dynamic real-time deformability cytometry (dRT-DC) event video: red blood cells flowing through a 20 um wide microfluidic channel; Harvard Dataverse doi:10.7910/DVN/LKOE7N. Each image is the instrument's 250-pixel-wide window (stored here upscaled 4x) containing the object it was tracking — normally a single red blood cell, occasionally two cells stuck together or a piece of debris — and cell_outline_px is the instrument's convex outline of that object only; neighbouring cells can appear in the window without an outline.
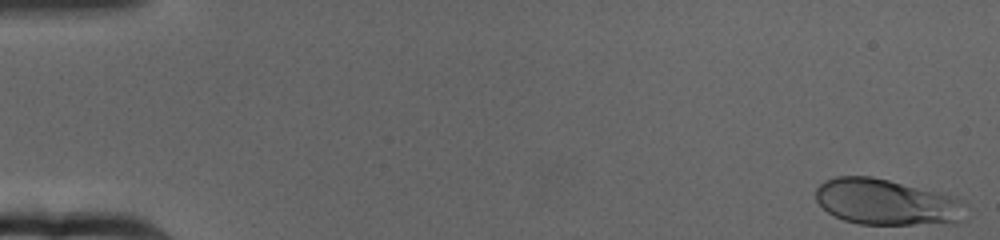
{"species": "human", "species_latin": "Homo sapiens", "temperature_condition": "cold", "stored_images_in_passage": 65, "camera_frame_rate_fps": 3000, "um_per_image_px": 0.085, "donor": {"sex": "female"}, "frame": {"image": 1, "passage_image": 1, "time_ms": 0.0, "image_size_px": [1000, 240], "cell_outline_px": [[968, 220], [956, 224], [860, 224], [844, 220], [828, 212], [816, 200], [816, 188], [824, 180], [836, 176], [872, 176], [944, 192], [964, 200]], "centroid_in_image_um": [75.48, 17.18], "position_along_channel_um": 9.5, "area_um2": 41.15}}
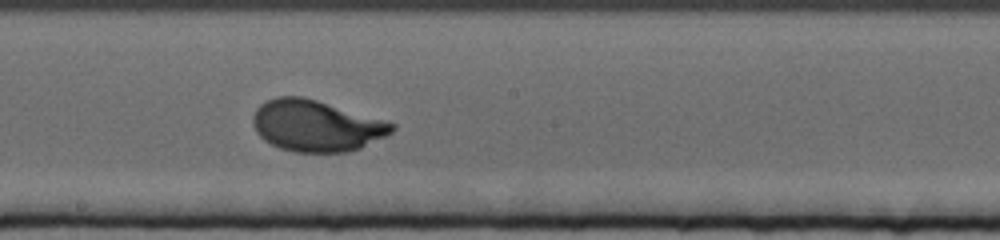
{"frame": {"image": 2, "passage_image": 36, "time_ms": 11.667, "image_size_px": [1000, 240], "cell_outline_px": [[396, 128], [392, 132], [360, 148], [348, 152], [292, 152], [280, 148], [264, 140], [256, 132], [252, 124], [252, 116], [256, 108], [260, 104], [276, 96], [300, 96], [316, 100], [396, 124]], "centroid_in_image_um": [26.83, 10.69], "position_along_channel_um": 221.4, "area_um2": 41.27}}
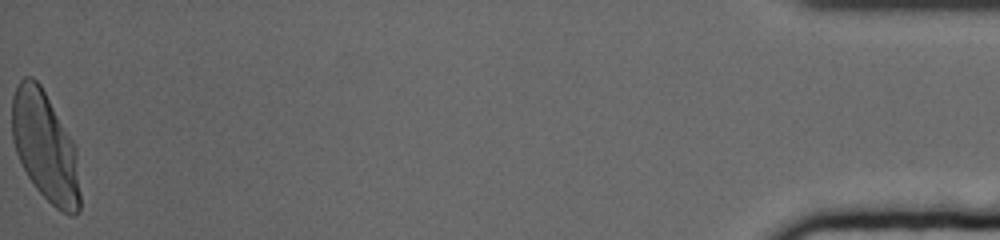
{"frame": {"image": 3, "passage_image": 65, "time_ms": 21.333, "image_size_px": [1000, 240], "cell_outline_px": [[80, 212], [72, 216], [56, 208], [36, 188], [28, 176], [16, 152], [12, 140], [12, 96], [20, 80], [24, 76], [32, 76], [40, 84], [72, 140], [76, 148], [80, 192]], "centroid_in_image_um": [3.83, 12.47], "position_along_channel_um": 431.4, "area_um2": 43.12}, "authors_computed_cell_mechanics": {"area_um2": 40.1132, "velocity_mm_per_s": 3.1152, "shape_relaxation_time_tau1_ms": 2.8099, "shape_relaxation_time_tau2_ms": null, "deformation_change_tau1": 0.1795, "deformation_change_tau2": null}}